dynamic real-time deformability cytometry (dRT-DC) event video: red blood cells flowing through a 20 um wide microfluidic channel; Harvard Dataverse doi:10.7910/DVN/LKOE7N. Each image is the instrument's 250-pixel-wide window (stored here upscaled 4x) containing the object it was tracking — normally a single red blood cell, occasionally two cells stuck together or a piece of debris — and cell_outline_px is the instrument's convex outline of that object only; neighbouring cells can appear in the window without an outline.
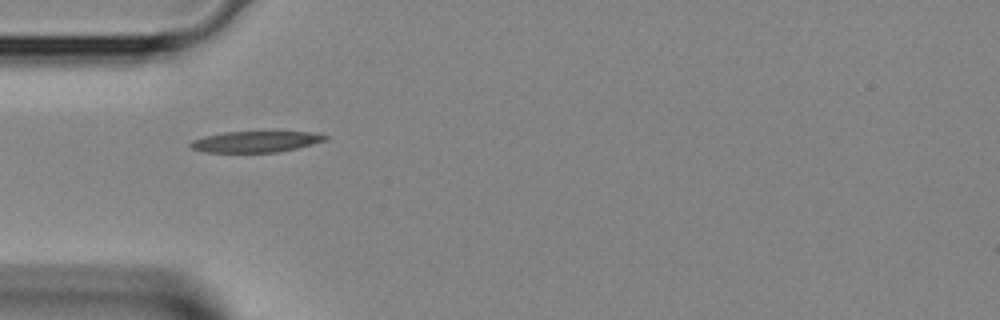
{"species": "Egyptian fruit bat (a non-hibernating species)", "species_latin": "Rousettus aegyptiacus", "temperature_condition": "room temperature", "stored_images_in_passage": 3, "camera_frame_rate_fps": 3000, "um_per_image_px": 0.085, "animal": {"sex": "female"}, "frame": {"image": 1, "passage_image": 3, "time_ms": 0.667, "image_size_px": [1000, 320], "cell_outline_px": [[328, 136], [324, 140], [312, 144], [296, 148], [276, 152], [204, 152], [192, 148], [188, 144], [192, 140], [204, 136], [224, 132], [320, 132]], "centroid_in_image_um": [21.71, 12.03], "position_along_channel_um": 63.3, "area_um2": 16.42}}